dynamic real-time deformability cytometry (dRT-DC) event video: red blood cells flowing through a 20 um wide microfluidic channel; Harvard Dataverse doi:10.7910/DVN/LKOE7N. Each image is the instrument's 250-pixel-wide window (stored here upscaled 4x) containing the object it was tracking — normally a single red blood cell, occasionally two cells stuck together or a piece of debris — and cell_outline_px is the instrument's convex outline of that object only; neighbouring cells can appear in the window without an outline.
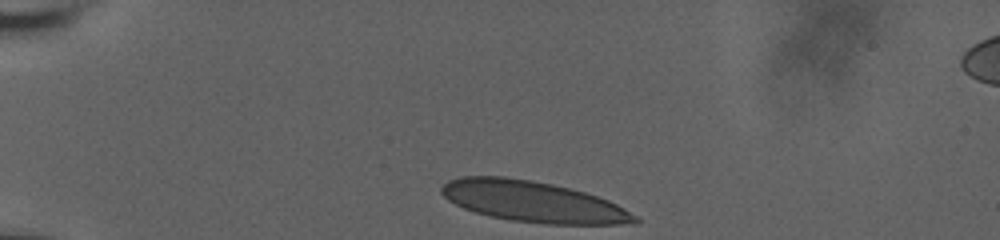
{"species": "human", "species_latin": "Homo sapiens", "temperature_condition": "room temperature", "stored_images_in_passage": 36, "camera_frame_rate_fps": 3000, "um_per_image_px": 0.085, "donor": {"sex": "male"}, "frame": {"image": 1, "passage_image": 1, "time_ms": 0.0, "image_size_px": [1000, 240], "cell_outline_px": [[640, 220], [636, 224], [548, 224], [512, 220], [492, 216], [476, 212], [464, 208], [448, 200], [440, 192], [440, 188], [448, 180], [460, 176], [504, 176], [532, 180], [552, 184], [584, 192], [608, 200], [624, 208], [636, 216]], "centroid_in_image_um": [45.3, 17.13], "position_along_channel_um": 39.7, "area_um2": 45.89}}
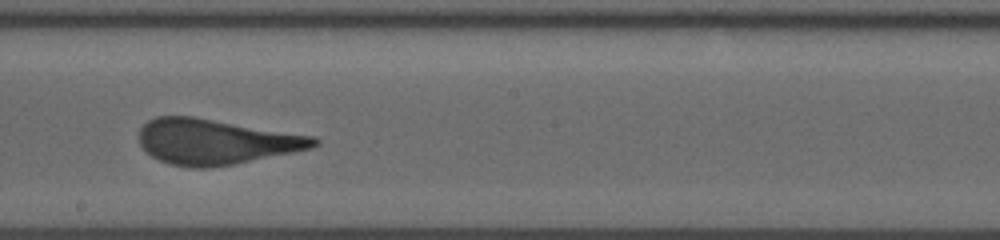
{"frame": {"image": 2, "passage_image": 21, "time_ms": 6.667, "image_size_px": [1000, 240], "cell_outline_px": [[320, 144], [312, 148], [232, 164], [208, 168], [188, 168], [168, 164], [152, 156], [140, 144], [140, 128], [148, 120], [156, 116], [192, 116], [316, 136], [320, 140]], "centroid_in_image_um": [18.35, 12.04], "position_along_channel_um": 229.9, "area_um2": 46.12}}
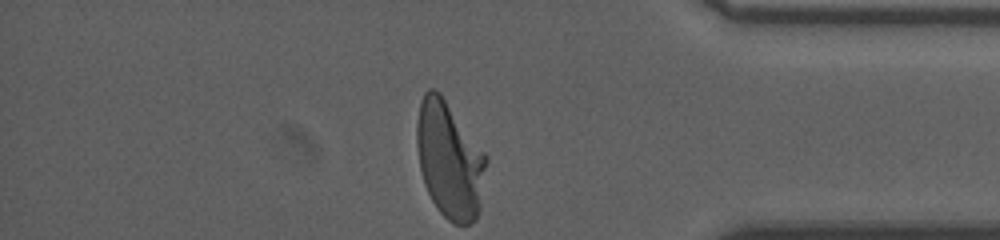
{"frame": {"image": 3, "passage_image": 36, "time_ms": 11.667, "image_size_px": [1000, 240], "cell_outline_px": [[488, 160], [480, 208], [476, 220], [472, 224], [452, 224], [440, 212], [432, 200], [424, 184], [420, 168], [416, 144], [416, 124], [420, 100], [424, 92], [428, 88], [432, 88], [440, 92], [488, 156]], "centroid_in_image_um": [38.22, 13.59], "position_along_channel_um": 397.0, "area_um2": 47.74}, "authors_computed_cell_mechanics": {"area_um2": 46.2689, "velocity_mm_per_s": 3.729, "shape_relaxation_time_tau1_ms": 6.3846, "shape_relaxation_time_tau2_ms": null, "deformation_change_tau1": 0.2221, "deformation_change_tau2": null}}